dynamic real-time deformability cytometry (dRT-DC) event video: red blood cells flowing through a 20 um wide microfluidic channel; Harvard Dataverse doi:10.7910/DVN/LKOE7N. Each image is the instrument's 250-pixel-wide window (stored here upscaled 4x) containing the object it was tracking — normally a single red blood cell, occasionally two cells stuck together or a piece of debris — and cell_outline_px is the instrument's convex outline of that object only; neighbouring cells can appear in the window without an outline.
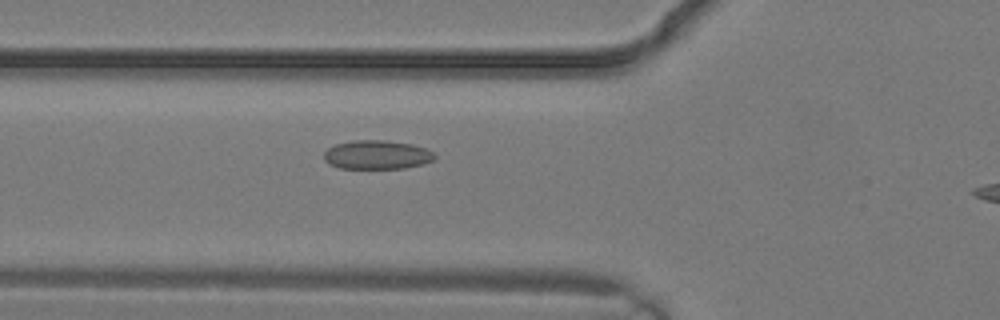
{"species": "common noctule bat (a hibernating species)", "species_latin": "Nyctalus noctula", "temperature_condition": "warm", "stored_images_in_passage": 4, "segment_of_instrument_passage": [1, 2], "camera_frame_rate_fps": 3000, "um_per_image_px": 0.085, "animal": {"sex": "male", "body_mass_g": 19.2, "forearm_length_mm": 51.8}, "frame": {"image": 1, "passage_image": 3, "time_ms": 0.667, "image_size_px": [1000, 320], "cell_outline_px": [[436, 156], [432, 160], [420, 164], [404, 168], [340, 168], [328, 164], [324, 160], [324, 152], [328, 148], [336, 144], [352, 140], [384, 140], [412, 144], [424, 148], [432, 152]], "centroid_in_image_um": [31.99, 13.15], "position_along_channel_um": 93.8, "area_um2": 18.5}}